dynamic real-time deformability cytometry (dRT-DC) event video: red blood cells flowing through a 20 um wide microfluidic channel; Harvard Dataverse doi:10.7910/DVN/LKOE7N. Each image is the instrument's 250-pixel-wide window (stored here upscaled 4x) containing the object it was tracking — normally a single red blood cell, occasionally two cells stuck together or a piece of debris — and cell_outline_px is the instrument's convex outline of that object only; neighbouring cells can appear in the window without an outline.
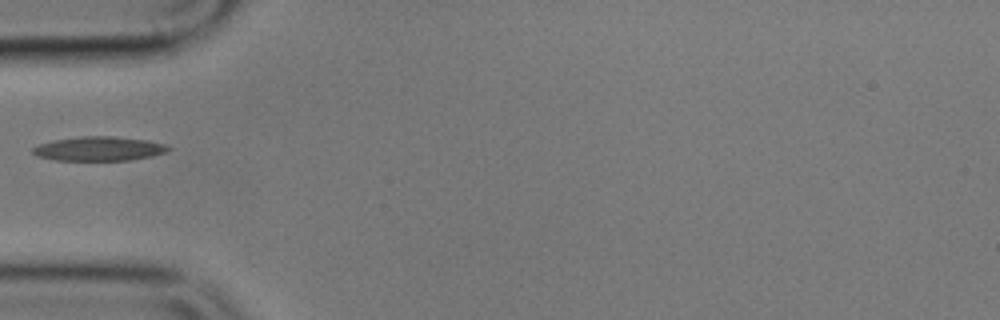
{"species": "common noctule bat (a hibernating species)", "species_latin": "Nyctalus noctula", "temperature_condition": "cold", "stored_images_in_passage": 1, "camera_frame_rate_fps": 3000, "um_per_image_px": 0.085, "animal": {"sex": "male", "body_mass_g": 17.9}, "frame": {"image": 1, "passage_image": 1, "time_ms": 0.0, "image_size_px": [1000, 320], "cell_outline_px": [[172, 148], [168, 152], [152, 156], [128, 160], [56, 160], [36, 156], [32, 152], [32, 148], [40, 144], [56, 140], [80, 136], [116, 136], [148, 140], [164, 144]], "centroid_in_image_um": [8.45, 12.64], "position_along_channel_um": 76.5, "area_um2": 19.13}}